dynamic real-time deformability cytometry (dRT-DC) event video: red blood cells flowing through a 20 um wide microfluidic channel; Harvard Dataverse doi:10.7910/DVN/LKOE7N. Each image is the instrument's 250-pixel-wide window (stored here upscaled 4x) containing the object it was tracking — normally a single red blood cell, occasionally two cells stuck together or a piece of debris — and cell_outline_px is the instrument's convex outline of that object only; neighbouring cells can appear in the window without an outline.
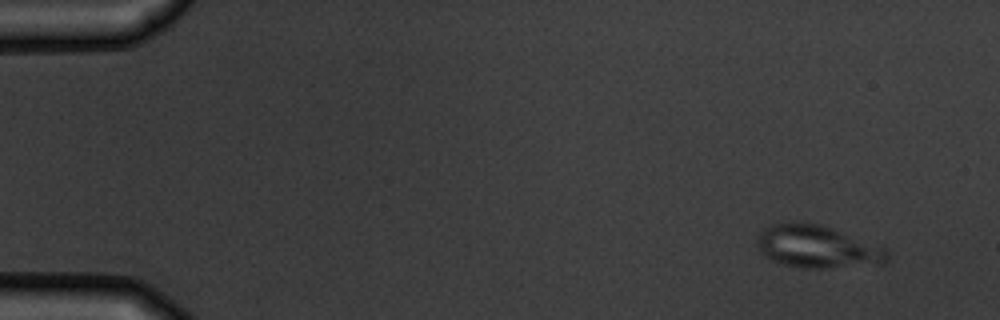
{"species": "common noctule bat (a hibernating species)", "species_latin": "Nyctalus noctula", "temperature_condition": "warm", "stored_images_in_passage": 14, "camera_frame_rate_fps": 3000, "um_per_image_px": 0.085, "animal": {"sex": "male", "body_mass_g": 19.5, "forearm_length_mm": 54.6}, "frame": {"image": 1, "passage_image": 1, "time_ms": 0.0, "image_size_px": [1000, 320], "cell_outline_px": [[892, 252], [888, 260], [884, 264], [820, 268], [804, 268], [784, 264], [772, 260], [760, 252], [756, 244], [756, 236], [764, 228], [772, 224], [820, 224], [832, 228], [888, 248]], "centroid_in_image_um": [69.53, 20.99], "position_along_channel_um": 15.5, "area_um2": 32.19}}
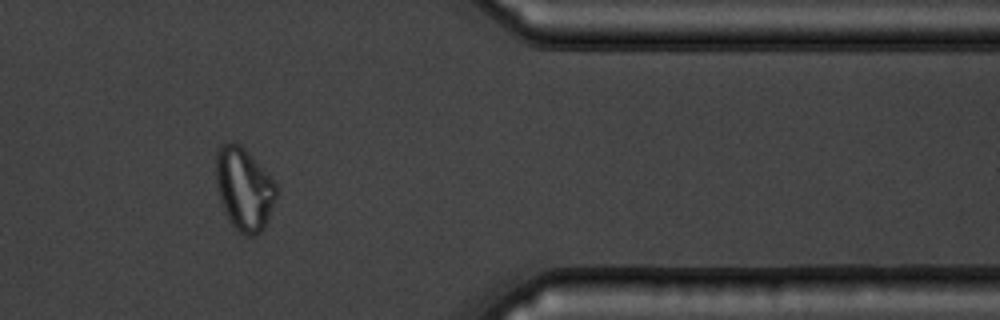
{"frame": {"image": 2, "passage_image": 12, "time_ms": 13.667, "image_size_px": [1000, 320], "cell_outline_px": [[276, 196], [264, 228], [256, 236], [248, 236], [240, 232], [228, 220], [224, 212], [220, 200], [216, 184], [216, 152], [220, 144], [228, 140], [236, 140], [244, 148], [276, 184]], "centroid_in_image_um": [20.7, 16.03], "position_along_channel_um": 390.7, "area_um2": 29.02}, "authors_computed_cell_mechanics": {"area_um2": 29.6803, "velocity_mm_per_s": 3.7774, "shape_relaxation_time_tau1_ms": 4.942, "shape_relaxation_time_tau2_ms": 1.3803, "deformation_change_tau1": 0.1296, "deformation_change_tau2": 0.0385}}